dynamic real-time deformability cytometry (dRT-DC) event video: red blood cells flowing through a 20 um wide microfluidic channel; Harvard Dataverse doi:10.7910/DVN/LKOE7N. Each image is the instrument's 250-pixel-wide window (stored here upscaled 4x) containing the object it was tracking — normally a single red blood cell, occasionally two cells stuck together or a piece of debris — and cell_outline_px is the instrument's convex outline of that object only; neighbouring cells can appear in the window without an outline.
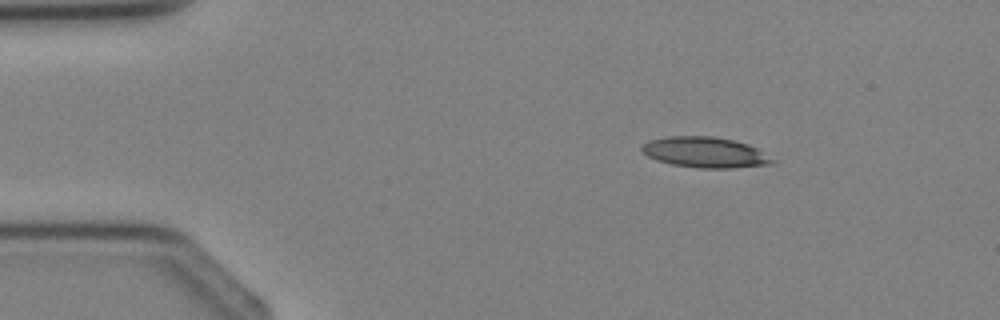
{"species": "Egyptian fruit bat (a non-hibernating species)", "species_latin": "Rousettus aegyptiacus", "temperature_condition": "cold", "stored_images_in_passage": 4, "camera_frame_rate_fps": 3000, "um_per_image_px": 0.085, "animal": {"sex": "female"}, "frame": {"image": 1, "passage_image": 2, "time_ms": 1.333, "image_size_px": [1000, 320], "cell_outline_px": [[776, 160], [772, 164], [732, 168], [700, 168], [672, 164], [656, 160], [648, 156], [640, 148], [648, 140], [668, 136], [712, 136], [732, 140], [748, 144], [756, 148]], "centroid_in_image_um": [59.93, 12.95], "position_along_channel_um": 25.1, "area_um2": 23.18}}